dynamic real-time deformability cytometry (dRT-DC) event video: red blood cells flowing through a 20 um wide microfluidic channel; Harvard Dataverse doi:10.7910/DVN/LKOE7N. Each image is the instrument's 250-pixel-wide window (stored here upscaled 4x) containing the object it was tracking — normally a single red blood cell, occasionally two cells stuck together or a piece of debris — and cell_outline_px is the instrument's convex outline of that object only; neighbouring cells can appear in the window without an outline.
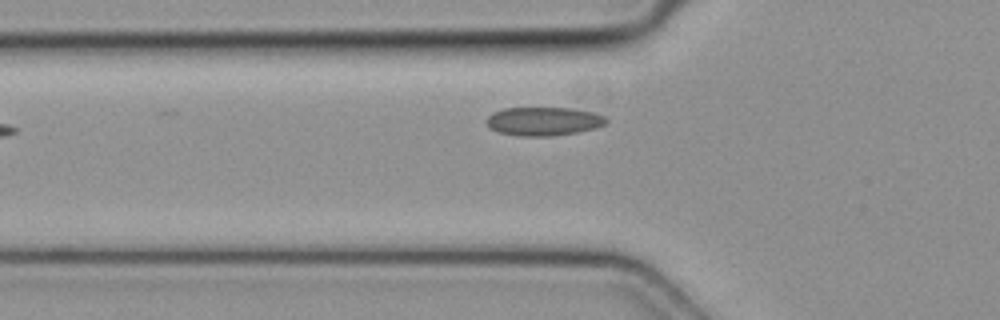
{"species": "common noctule bat (a hibernating species)", "species_latin": "Nyctalus noctula", "temperature_condition": "cold", "stored_images_in_passage": 2, "camera_frame_rate_fps": 3000, "um_per_image_px": 0.085, "animal": {"sex": "female", "body_mass_g": 19.3, "forearm_length_mm": 54.1}, "frame": {"image": 1, "passage_image": 2, "time_ms": 0.333, "image_size_px": [1000, 320], "cell_outline_px": [[608, 124], [596, 128], [576, 132], [552, 136], [520, 136], [496, 132], [488, 128], [484, 120], [492, 112], [504, 108], [572, 108], [592, 112], [604, 116], [608, 120]], "centroid_in_image_um": [46.17, 10.31], "position_along_channel_um": 79.6, "area_um2": 20.23}}